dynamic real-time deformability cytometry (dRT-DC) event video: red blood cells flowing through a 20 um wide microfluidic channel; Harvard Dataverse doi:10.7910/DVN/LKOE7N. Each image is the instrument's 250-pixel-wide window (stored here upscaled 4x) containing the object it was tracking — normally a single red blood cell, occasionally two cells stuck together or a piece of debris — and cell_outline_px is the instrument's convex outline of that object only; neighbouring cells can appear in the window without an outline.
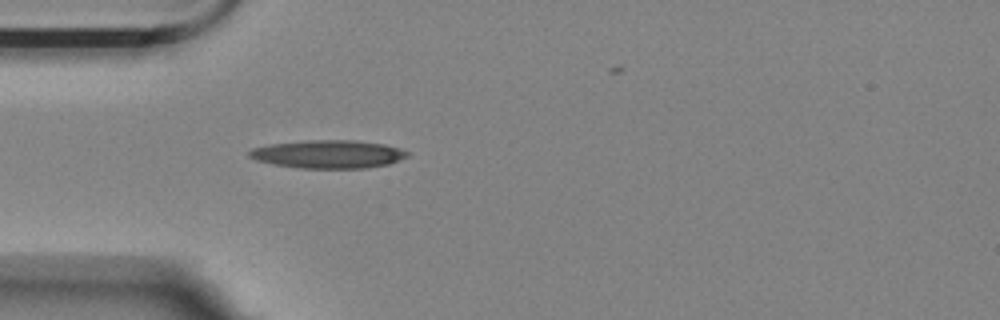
{"species": "Egyptian fruit bat (a non-hibernating species)", "species_latin": "Rousettus aegyptiacus", "temperature_condition": "room temperature", "stored_images_in_passage": 2, "camera_frame_rate_fps": 3000, "um_per_image_px": 0.085, "animal": {"sex": "female"}, "frame": {"image": 1, "passage_image": 1, "time_ms": 0.0, "image_size_px": [1000, 320], "cell_outline_px": [[408, 156], [400, 160], [388, 164], [368, 168], [300, 168], [272, 164], [256, 160], [248, 156], [248, 152], [252, 148], [272, 144], [308, 140], [356, 140], [384, 144], [400, 148], [408, 152]], "centroid_in_image_um": [27.91, 13.1], "position_along_channel_um": 57.1, "area_um2": 25.95}}